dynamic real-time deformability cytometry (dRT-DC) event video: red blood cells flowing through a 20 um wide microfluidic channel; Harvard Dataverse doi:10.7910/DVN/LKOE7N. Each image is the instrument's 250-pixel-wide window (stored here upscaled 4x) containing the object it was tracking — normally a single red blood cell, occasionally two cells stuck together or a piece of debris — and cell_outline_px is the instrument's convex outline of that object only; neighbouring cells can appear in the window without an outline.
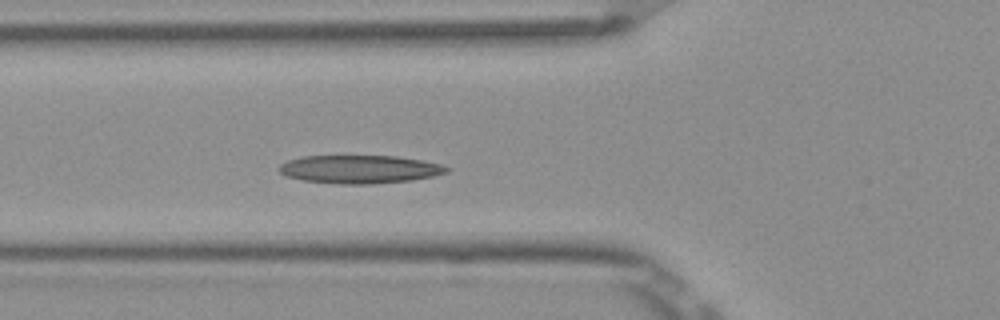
{"species": "Egyptian fruit bat (a non-hibernating species)", "species_latin": "Rousettus aegyptiacus", "temperature_condition": "room temperature", "stored_images_in_passage": 4, "camera_frame_rate_fps": 3000, "um_per_image_px": 0.085, "frame": {"image": 1, "passage_image": 4, "time_ms": 1.0, "image_size_px": [1000, 320], "cell_outline_px": [[452, 168], [448, 172], [432, 176], [412, 180], [372, 184], [340, 184], [304, 180], [284, 176], [276, 168], [280, 164], [288, 160], [304, 156], [396, 156], [424, 160], [440, 164]], "centroid_in_image_um": [30.57, 14.38], "position_along_channel_um": 95.2, "area_um2": 27.69}}